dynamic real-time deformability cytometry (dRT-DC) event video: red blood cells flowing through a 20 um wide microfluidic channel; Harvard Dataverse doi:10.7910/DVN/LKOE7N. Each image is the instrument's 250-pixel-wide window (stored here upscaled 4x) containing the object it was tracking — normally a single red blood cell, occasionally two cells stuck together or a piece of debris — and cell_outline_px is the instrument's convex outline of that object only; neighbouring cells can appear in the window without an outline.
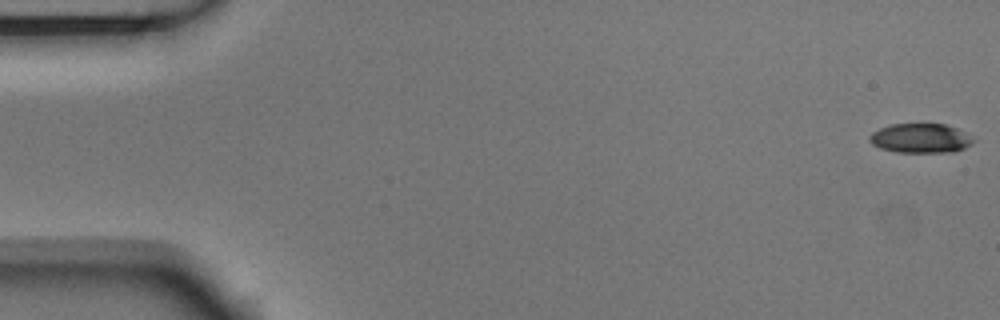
{"species": "Egyptian fruit bat (a non-hibernating species)", "species_latin": "Rousettus aegyptiacus", "temperature_condition": "room temperature", "stored_images_in_passage": 54, "camera_frame_rate_fps": 3000, "um_per_image_px": 0.085, "animal": {"sex": "male"}, "frame": {"image": 1, "passage_image": 1, "time_ms": 0.0, "image_size_px": [1000, 320], "cell_outline_px": [[976, 140], [972, 144], [956, 152], [896, 152], [880, 148], [872, 144], [868, 140], [868, 136], [872, 132], [880, 128], [892, 124], [944, 124], [956, 128], [972, 136]], "centroid_in_image_um": [78.25, 11.76], "position_along_channel_um": 6.7, "area_um2": 17.92}}
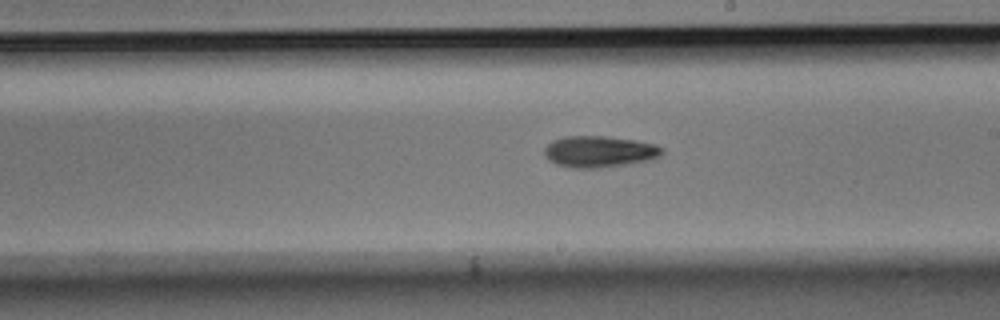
{"frame": {"image": 2, "passage_image": 31, "time_ms": 10.0, "image_size_px": [1000, 320], "cell_outline_px": [[664, 152], [660, 156], [648, 160], [628, 164], [596, 168], [572, 168], [556, 164], [544, 152], [544, 148], [552, 140], [564, 136], [604, 136], [636, 140], [656, 144], [664, 148]], "centroid_in_image_um": [50.98, 12.88], "position_along_channel_um": 238.0, "area_um2": 21.5}}
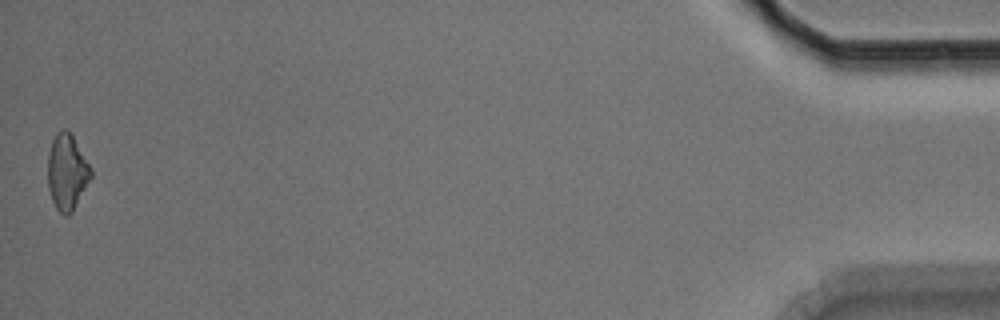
{"frame": {"image": 3, "passage_image": 54, "time_ms": 17.667, "image_size_px": [1000, 320], "cell_outline_px": [[92, 176], [72, 212], [68, 216], [64, 216], [56, 208], [52, 200], [48, 188], [48, 152], [52, 140], [56, 132], [60, 128], [64, 128], [72, 136], [92, 168]], "centroid_in_image_um": [5.68, 14.62], "position_along_channel_um": 429.5, "area_um2": 19.02}, "authors_computed_cell_mechanics": {"area_um2": 19.7387, "velocity_mm_per_s": 3.732, "shape_relaxation_time_tau1_ms": 3.5499, "shape_relaxation_time_tau2_ms": null, "deformation_change_tau1": 0.1288, "deformation_change_tau2": null}}